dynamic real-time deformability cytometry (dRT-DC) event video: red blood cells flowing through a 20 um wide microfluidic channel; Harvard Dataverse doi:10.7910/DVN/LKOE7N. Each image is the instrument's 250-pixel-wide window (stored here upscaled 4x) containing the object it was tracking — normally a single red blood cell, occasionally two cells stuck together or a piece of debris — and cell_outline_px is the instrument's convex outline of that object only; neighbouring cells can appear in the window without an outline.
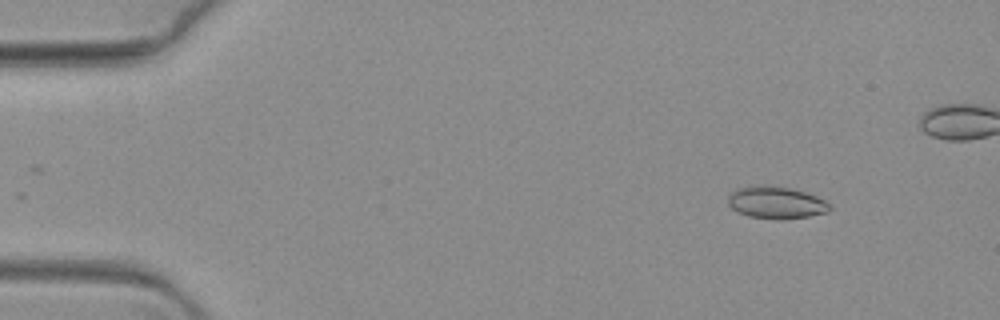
{"species": "common noctule bat (a hibernating species)", "species_latin": "Nyctalus noctula", "temperature_condition": "warm", "stored_images_in_passage": 56, "camera_frame_rate_fps": 3000, "um_per_image_px": 0.085, "animal": {"sex": "female", "body_mass_g": 19.3, "forearm_length_mm": 54.1}, "frame": {"image": 1, "passage_image": 3, "time_ms": 0.667, "image_size_px": [1000, 320], "cell_outline_px": [[832, 208], [828, 212], [808, 216], [784, 220], [776, 220], [748, 216], [736, 212], [728, 204], [728, 196], [732, 192], [740, 188], [788, 188], [804, 192], [816, 196], [824, 200]], "centroid_in_image_um": [65.99, 17.29], "position_along_channel_um": 19.0, "area_um2": 18.38}}
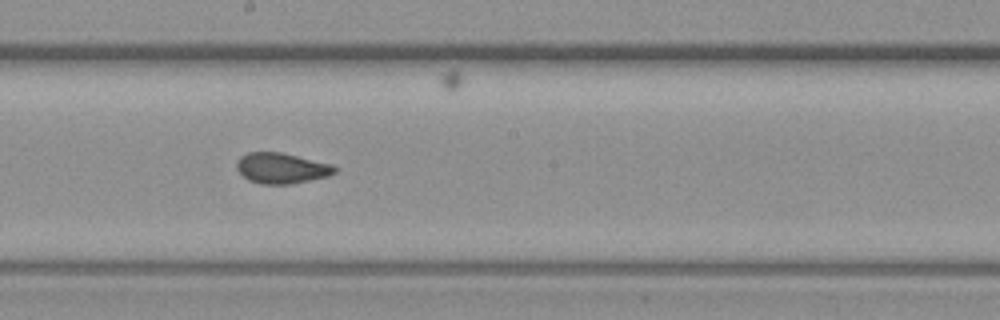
{"frame": {"image": 2, "passage_image": 33, "time_ms": 10.667, "image_size_px": [1000, 320], "cell_outline_px": [[336, 172], [328, 176], [288, 184], [260, 184], [248, 180], [236, 168], [236, 160], [240, 156], [248, 152], [280, 152], [332, 164], [336, 168]], "centroid_in_image_um": [23.89, 14.29], "position_along_channel_um": 224.3, "area_um2": 17.4}}
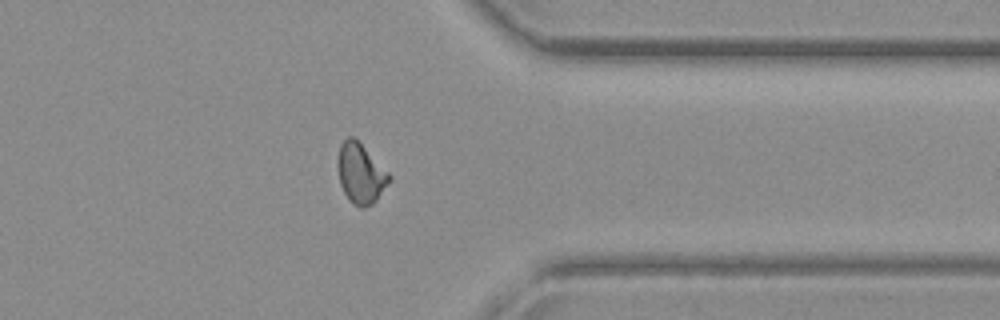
{"frame": {"image": 3, "passage_image": 49, "time_ms": 16.0, "image_size_px": [1000, 320], "cell_outline_px": [[392, 180], [376, 200], [372, 204], [364, 208], [360, 208], [352, 204], [348, 200], [340, 184], [340, 144], [348, 136], [352, 136], [392, 176]], "centroid_in_image_um": [30.7, 14.81], "position_along_channel_um": 380.7, "area_um2": 17.46}}